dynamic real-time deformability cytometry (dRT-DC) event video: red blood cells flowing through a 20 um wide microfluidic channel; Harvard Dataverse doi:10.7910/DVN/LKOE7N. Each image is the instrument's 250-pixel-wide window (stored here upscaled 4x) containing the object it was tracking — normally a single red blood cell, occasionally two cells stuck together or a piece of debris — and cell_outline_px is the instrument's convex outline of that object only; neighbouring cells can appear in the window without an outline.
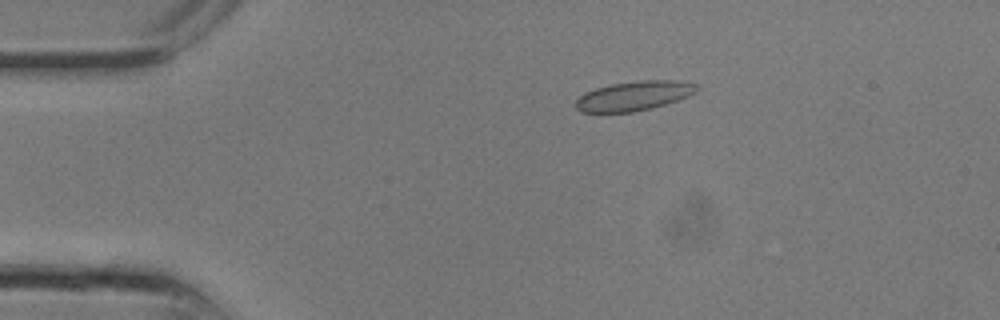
{"species": "common noctule bat (a hibernating species)", "species_latin": "Nyctalus noctula", "temperature_condition": "room temperature", "stored_images_in_passage": 9, "camera_frame_rate_fps": 3000, "um_per_image_px": 0.085, "animal": {"sex": "male", "body_mass_g": 13.3}, "frame": {"image": 1, "passage_image": 3, "time_ms": 0.667, "image_size_px": [1000, 320], "cell_outline_px": [[700, 88], [696, 92], [688, 96], [652, 108], [632, 112], [580, 112], [576, 108], [576, 100], [584, 92], [608, 84], [640, 80], [676, 80], [696, 84]], "centroid_in_image_um": [53.87, 8.14], "position_along_channel_um": 31.1, "area_um2": 20.81}}
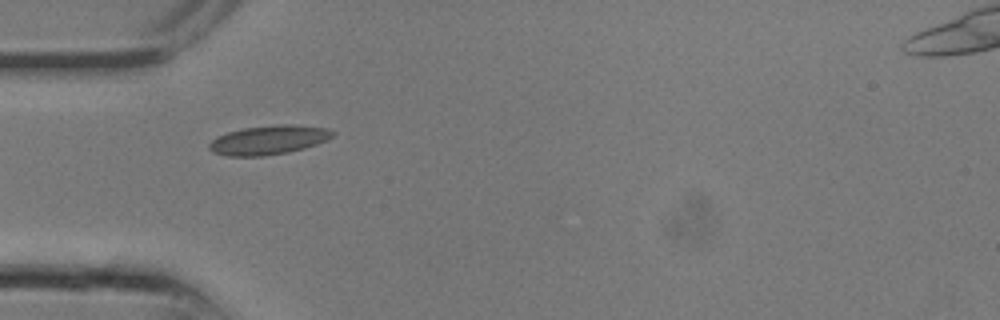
{"frame": {"image": 2, "passage_image": 6, "time_ms": 1.667, "image_size_px": [1000, 320], "cell_outline_px": [[336, 132], [328, 140], [304, 148], [288, 152], [264, 156], [228, 156], [212, 152], [208, 148], [208, 144], [216, 136], [228, 132], [244, 128], [280, 124], [292, 124], [328, 128]], "centroid_in_image_um": [22.83, 11.89], "position_along_channel_um": 62.2, "area_um2": 21.04}}
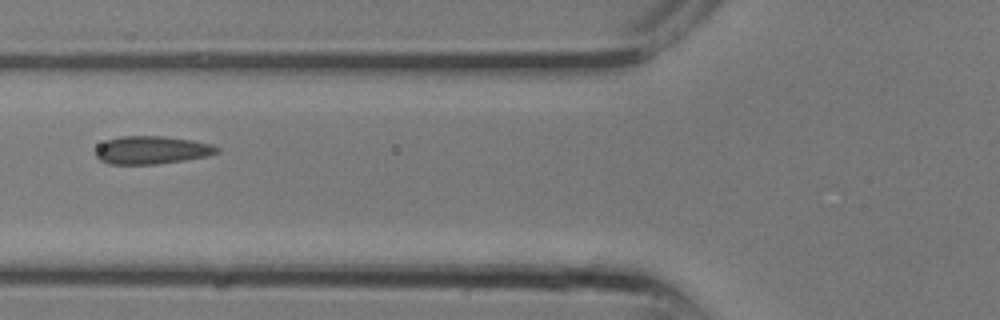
{"frame": {"image": 3, "passage_image": 8, "time_ms": 2.333, "image_size_px": [1000, 320], "cell_outline_px": [[220, 152], [208, 156], [184, 160], [156, 164], [108, 164], [100, 160], [96, 156], [96, 148], [100, 144], [108, 140], [120, 136], [164, 136], [192, 140], [212, 144], [220, 148]], "centroid_in_image_um": [12.92, 12.75], "position_along_channel_um": 112.9, "area_um2": 19.83}}